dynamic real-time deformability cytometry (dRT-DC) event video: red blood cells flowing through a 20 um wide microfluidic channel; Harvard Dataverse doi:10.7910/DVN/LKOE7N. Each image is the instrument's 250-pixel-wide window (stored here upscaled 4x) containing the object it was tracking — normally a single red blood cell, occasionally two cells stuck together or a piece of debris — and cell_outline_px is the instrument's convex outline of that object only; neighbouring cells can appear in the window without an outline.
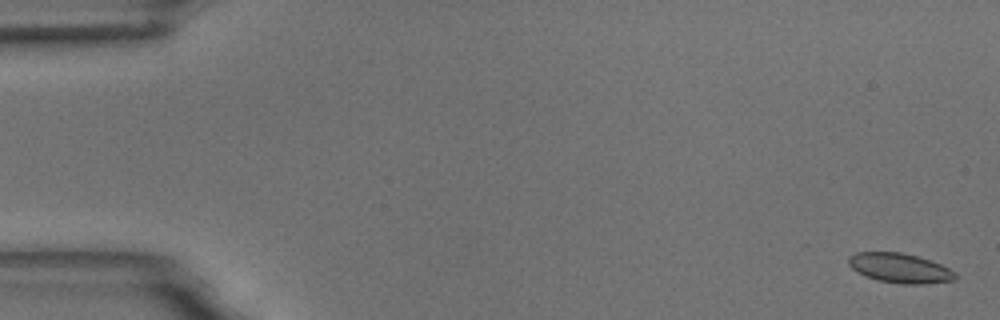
{"species": "common noctule bat (a hibernating species)", "species_latin": "Nyctalus noctula", "temperature_condition": "room temperature", "stored_images_in_passage": 56, "camera_frame_rate_fps": 3000, "um_per_image_px": 0.085, "animal": {"sex": "male", "body_mass_g": 18.8}, "frame": {"image": 1, "passage_image": 2, "time_ms": 0.333, "image_size_px": [1000, 320], "cell_outline_px": [[956, 280], [924, 284], [900, 284], [876, 280], [864, 276], [856, 272], [848, 264], [848, 256], [856, 252], [904, 252], [940, 264], [956, 272]], "centroid_in_image_um": [76.46, 22.79], "position_along_channel_um": 8.5, "area_um2": 18.61}}
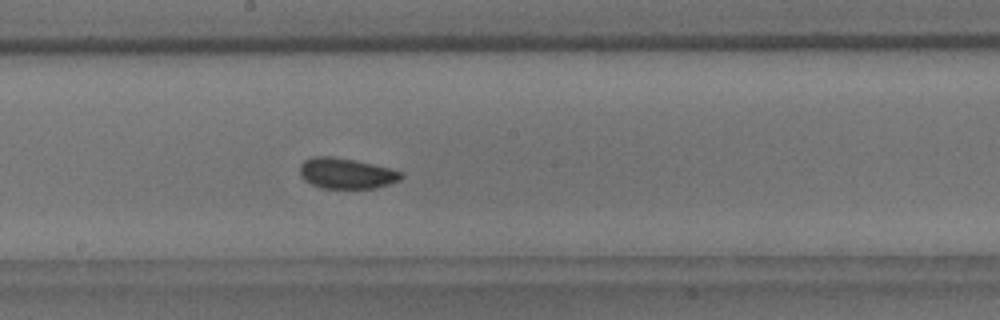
{"frame": {"image": 2, "passage_image": 31, "time_ms": 10.0, "image_size_px": [1000, 320], "cell_outline_px": [[404, 176], [400, 180], [376, 188], [320, 188], [304, 180], [300, 176], [300, 164], [304, 160], [312, 156], [332, 156], [372, 164], [388, 168], [400, 172]], "centroid_in_image_um": [29.39, 14.74], "position_along_channel_um": 218.8, "area_um2": 17.98}}
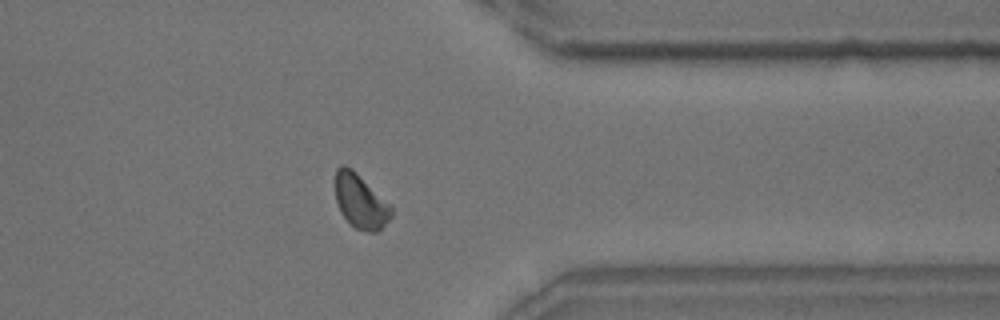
{"frame": {"image": 3, "passage_image": 45, "time_ms": 14.667, "image_size_px": [1000, 320], "cell_outline_px": [[392, 216], [380, 232], [368, 232], [356, 228], [340, 212], [336, 200], [336, 168], [340, 164], [344, 164], [352, 168], [392, 204]], "centroid_in_image_um": [30.68, 17.1], "position_along_channel_um": 380.7, "area_um2": 17.98}, "authors_computed_cell_mechanics": {"area_um2": 18.1492, "velocity_mm_per_s": 3.6505, "shape_relaxation_time_tau1_ms": 2.6818, "shape_relaxation_time_tau2_ms": 1.0504, "deformation_change_tau1": 0.0532, "deformation_change_tau2": 0.0343}}